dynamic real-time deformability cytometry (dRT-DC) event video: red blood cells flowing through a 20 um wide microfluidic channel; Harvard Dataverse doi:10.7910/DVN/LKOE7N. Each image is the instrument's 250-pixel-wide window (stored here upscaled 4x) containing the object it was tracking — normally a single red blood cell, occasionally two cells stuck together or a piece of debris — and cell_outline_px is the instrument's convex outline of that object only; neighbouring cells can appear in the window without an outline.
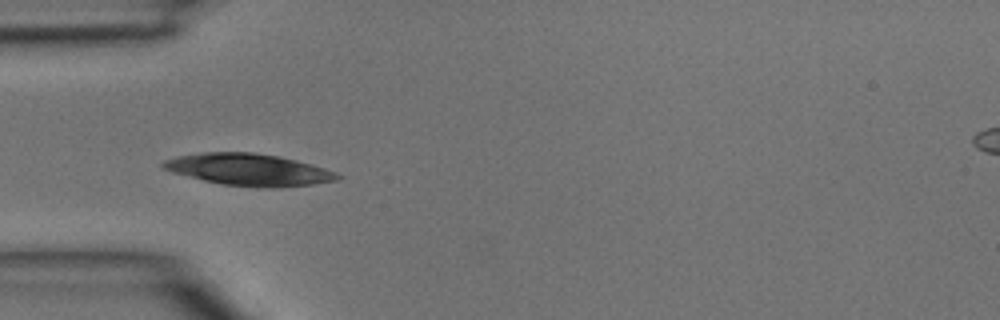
{"species": "common noctule bat (a hibernating species)", "species_latin": "Nyctalus noctula", "temperature_condition": "room temperature", "stored_images_in_passage": 5, "camera_frame_rate_fps": 3000, "um_per_image_px": 0.085, "animal": {"sex": "male", "body_mass_g": 15.6}, "frame": {"image": 1, "passage_image": 4, "time_ms": 1.0, "image_size_px": [1000, 320], "cell_outline_px": [[344, 176], [336, 180], [312, 184], [272, 188], [268, 188], [224, 184], [204, 180], [172, 172], [164, 168], [160, 164], [164, 160], [180, 156], [200, 152], [252, 152], [280, 156], [312, 164], [336, 172]], "centroid_in_image_um": [21.18, 14.41], "position_along_channel_um": 63.8, "area_um2": 32.14}}
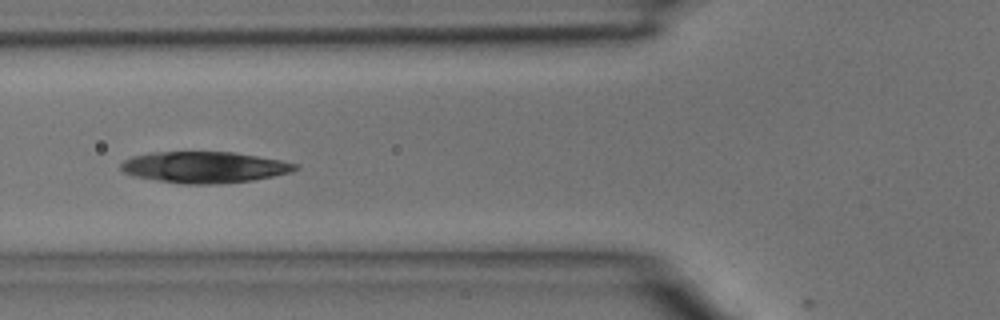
{"frame": {"image": 2, "passage_image": 5, "time_ms": 1.333, "image_size_px": [1000, 320], "cell_outline_px": [[300, 168], [292, 172], [252, 180], [220, 184], [184, 184], [156, 180], [132, 176], [124, 172], [120, 168], [120, 164], [124, 160], [132, 156], [152, 152], [236, 152], [280, 160], [300, 164]], "centroid_in_image_um": [17.38, 14.21], "position_along_channel_um": 108.4, "area_um2": 31.96}}